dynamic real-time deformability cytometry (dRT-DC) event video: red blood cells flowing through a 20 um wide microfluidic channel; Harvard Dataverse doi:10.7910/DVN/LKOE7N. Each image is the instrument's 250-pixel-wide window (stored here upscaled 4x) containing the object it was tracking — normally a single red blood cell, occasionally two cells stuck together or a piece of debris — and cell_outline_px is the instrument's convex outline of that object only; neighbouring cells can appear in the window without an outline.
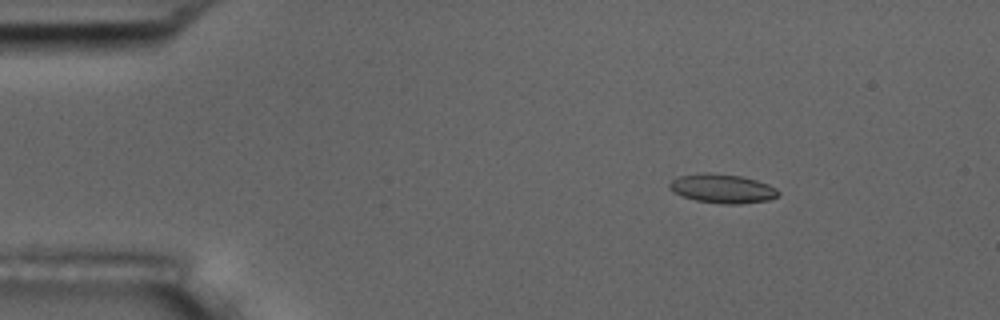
{"species": "common noctule bat (a hibernating species)", "species_latin": "Nyctalus noctula", "temperature_condition": "room temperature", "stored_images_in_passage": 6, "camera_frame_rate_fps": 3000, "um_per_image_px": 0.085, "animal": {"sex": "male", "body_mass_g": 17.5, "forearm_length_mm": 52.3}, "frame": {"image": 1, "passage_image": 3, "time_ms": 2.333, "image_size_px": [1000, 320], "cell_outline_px": [[780, 196], [768, 200], [740, 204], [720, 204], [696, 200], [672, 192], [668, 188], [668, 184], [672, 180], [680, 176], [704, 172], [708, 172], [740, 176], [756, 180], [768, 184], [776, 188], [780, 192]], "centroid_in_image_um": [61.41, 16.03], "position_along_channel_um": 23.6, "area_um2": 18.5}}
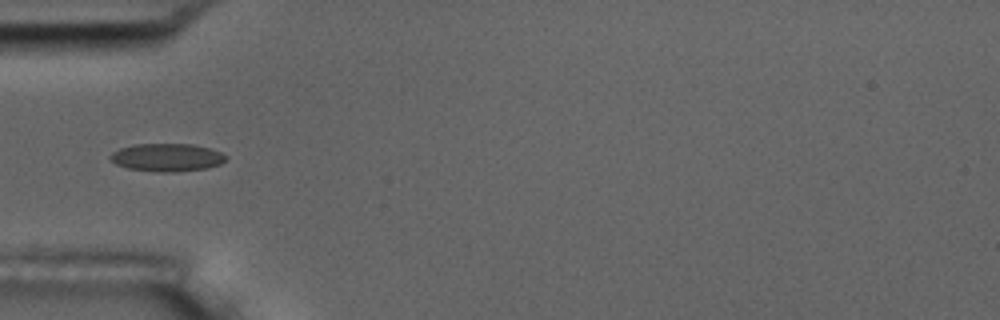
{"frame": {"image": 2, "passage_image": 6, "time_ms": 5.667, "image_size_px": [1000, 320], "cell_outline_px": [[228, 160], [220, 164], [208, 168], [176, 172], [160, 172], [128, 168], [116, 164], [108, 156], [112, 152], [120, 148], [136, 144], [192, 144], [212, 148], [228, 156]], "centroid_in_image_um": [14.24, 13.38], "position_along_channel_um": 70.8, "area_um2": 18.96}}